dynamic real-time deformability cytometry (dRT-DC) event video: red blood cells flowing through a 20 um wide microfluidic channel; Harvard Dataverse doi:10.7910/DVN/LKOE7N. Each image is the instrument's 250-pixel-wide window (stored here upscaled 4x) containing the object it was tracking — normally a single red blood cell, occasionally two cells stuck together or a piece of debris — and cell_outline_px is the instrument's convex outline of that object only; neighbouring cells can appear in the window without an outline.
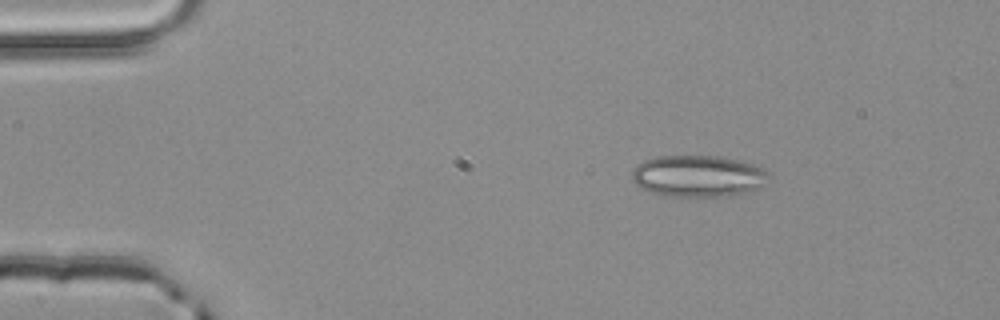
{"species": "common noctule bat (a hibernating species)", "species_latin": "Nyctalus noctula", "temperature_condition": "room temperature", "stored_images_in_passage": 4, "camera_frame_rate_fps": 3000, "um_per_image_px": 0.085, "animal": {"sex": "male", "body_mass_g": 20.4}, "frame": {"image": 1, "passage_image": 4, "time_ms": 1.0, "image_size_px": [1000, 320], "cell_outline_px": [[768, 184], [748, 192], [732, 196], [660, 196], [648, 192], [640, 188], [632, 180], [632, 172], [644, 160], [656, 156], [716, 156], [744, 160], [756, 164], [764, 168]], "centroid_in_image_um": [59.36, 14.97], "position_along_channel_um": 25.6, "area_um2": 33.58}}